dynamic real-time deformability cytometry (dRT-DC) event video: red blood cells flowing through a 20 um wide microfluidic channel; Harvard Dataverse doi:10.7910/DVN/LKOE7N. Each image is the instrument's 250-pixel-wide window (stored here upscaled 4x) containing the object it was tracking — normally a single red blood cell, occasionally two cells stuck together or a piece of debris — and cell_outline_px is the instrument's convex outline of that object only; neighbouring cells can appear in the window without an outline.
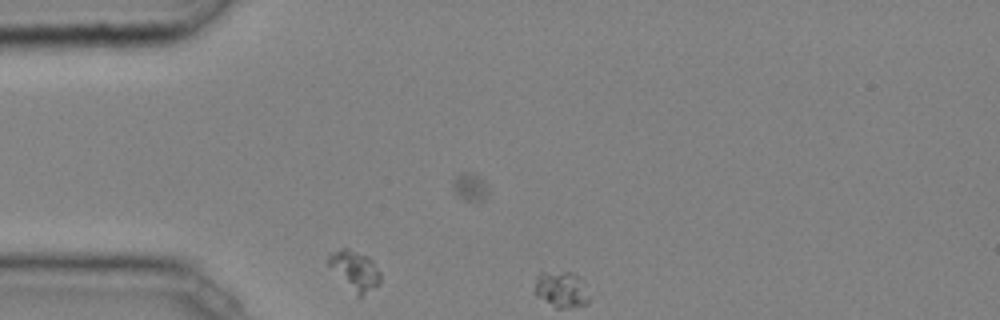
{"species": "common noctule bat (a hibernating species)", "species_latin": "Nyctalus noctula", "temperature_condition": "cold", "stored_images_in_passage": 6, "segment_of_instrument_passage": [1, 2], "camera_frame_rate_fps": 3000, "um_per_image_px": 0.085, "animal": {"sex": "male", "body_mass_g": 20.4}, "frame": {"image": 1, "passage_image": 5, "time_ms": 1.333, "image_size_px": [1000, 320], "cell_outline_px": [[380, 284], [360, 296], [356, 296], [328, 264], [328, 256], [332, 252], [340, 248], [348, 248], [368, 256], [372, 260], [380, 272]], "centroid_in_image_um": [30.17, 22.97], "position_along_channel_um": 54.8, "area_um2": 11.73}}